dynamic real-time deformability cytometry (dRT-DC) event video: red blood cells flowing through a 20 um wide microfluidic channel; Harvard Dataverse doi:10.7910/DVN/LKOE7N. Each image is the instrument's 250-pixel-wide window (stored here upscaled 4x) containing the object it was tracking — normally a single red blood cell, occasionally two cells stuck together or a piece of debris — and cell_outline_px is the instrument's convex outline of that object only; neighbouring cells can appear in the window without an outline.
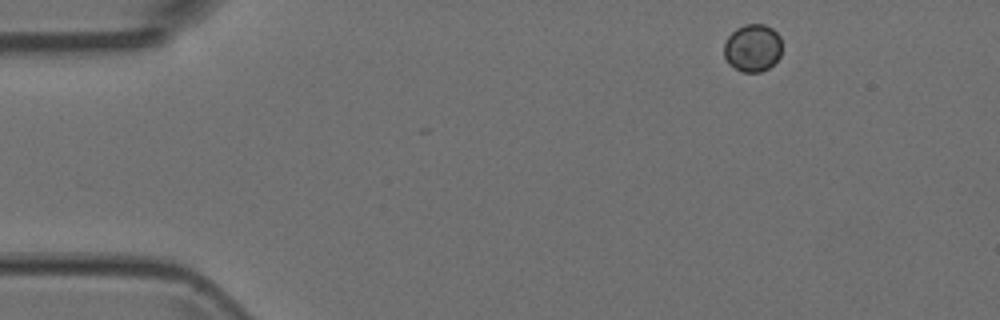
{"species": "Egyptian fruit bat (a non-hibernating species)", "species_latin": "Rousettus aegyptiacus", "temperature_condition": "room temperature", "stored_images_in_passage": 3, "camera_frame_rate_fps": 3000, "um_per_image_px": 0.085, "animal": {"sex": "female"}, "frame": {"image": 1, "passage_image": 1, "time_ms": 0.0, "image_size_px": [1000, 320], "cell_outline_px": [[780, 56], [768, 68], [760, 72], [740, 72], [728, 64], [724, 56], [724, 44], [728, 36], [736, 28], [744, 24], [764, 24], [772, 28], [780, 36]], "centroid_in_image_um": [63.94, 4.07], "position_along_channel_um": 21.1, "area_um2": 16.13}}